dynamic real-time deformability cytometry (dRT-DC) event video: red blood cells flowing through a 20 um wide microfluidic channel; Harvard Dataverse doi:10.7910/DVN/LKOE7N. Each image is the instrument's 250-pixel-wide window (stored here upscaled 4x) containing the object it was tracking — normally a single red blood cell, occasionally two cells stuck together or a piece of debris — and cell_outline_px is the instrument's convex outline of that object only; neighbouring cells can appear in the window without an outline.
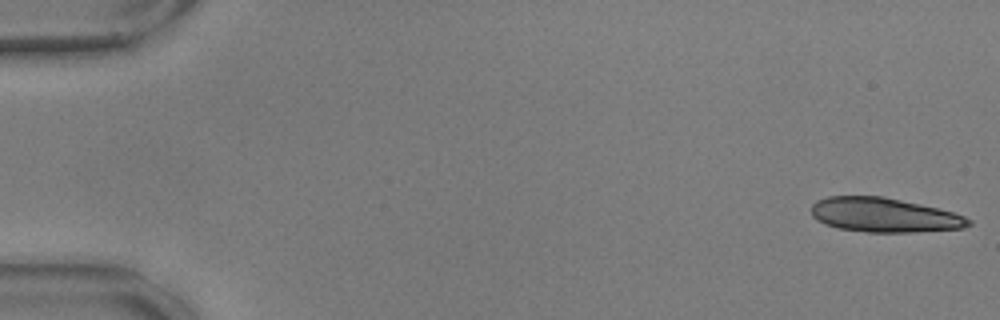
{"species": "common noctule bat (a hibernating species)", "species_latin": "Nyctalus noctula", "temperature_condition": "warm", "stored_images_in_passage": 17, "camera_frame_rate_fps": 3000, "um_per_image_px": 0.085, "animal": {"sex": "male", "body_mass_g": 17.9, "forearm_length_mm": 54.2}, "frame": {"image": 1, "passage_image": 1, "time_ms": 0.0, "image_size_px": [1000, 320], "cell_outline_px": [[972, 224], [964, 228], [912, 232], [868, 232], [840, 228], [824, 224], [816, 220], [812, 216], [812, 204], [816, 200], [828, 196], [884, 196], [940, 208], [964, 216], [972, 220]], "centroid_in_image_um": [75.16, 18.27], "position_along_channel_um": 9.8, "area_um2": 31.62}}